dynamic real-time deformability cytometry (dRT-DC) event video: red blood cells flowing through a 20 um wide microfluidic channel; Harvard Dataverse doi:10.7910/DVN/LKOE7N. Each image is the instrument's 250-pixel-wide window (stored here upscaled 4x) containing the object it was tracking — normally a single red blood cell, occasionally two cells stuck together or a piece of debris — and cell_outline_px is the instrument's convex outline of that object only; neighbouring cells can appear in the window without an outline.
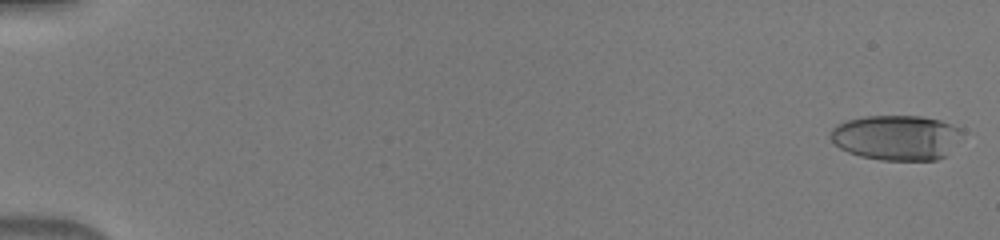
{"species": "human", "species_latin": "Homo sapiens", "temperature_condition": "warm", "stored_images_in_passage": 25, "camera_frame_rate_fps": 3000, "um_per_image_px": 0.085, "donor": {"sex": "male"}, "frame": {"image": 1, "passage_image": 1, "time_ms": 0.0, "image_size_px": [1000, 240], "cell_outline_px": [[964, 128], [944, 156], [936, 160], [880, 160], [860, 156], [848, 152], [840, 148], [828, 136], [832, 128], [836, 124], [844, 120], [864, 116], [920, 116], [940, 120]], "centroid_in_image_um": [76.13, 11.67], "position_along_channel_um": 8.9, "area_um2": 34.51}}
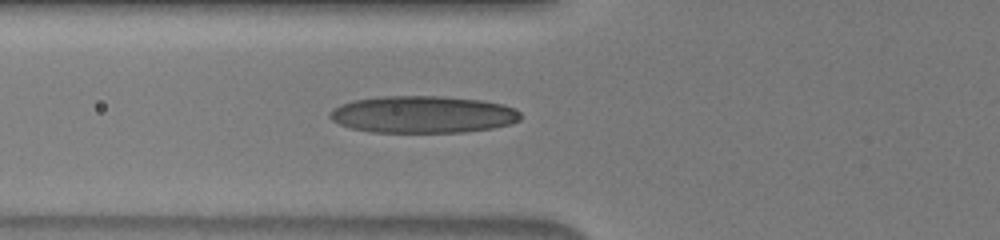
{"frame": {"image": 2, "passage_image": 16, "time_ms": 5.0, "image_size_px": [1000, 240], "cell_outline_px": [[520, 120], [512, 124], [492, 128], [464, 132], [372, 132], [352, 128], [340, 124], [332, 120], [328, 116], [328, 112], [332, 108], [340, 104], [352, 100], [380, 96], [444, 96], [480, 100], [504, 104], [516, 108], [520, 112]], "centroid_in_image_um": [35.94, 9.72], "position_along_channel_um": 89.9, "area_um2": 41.56}}
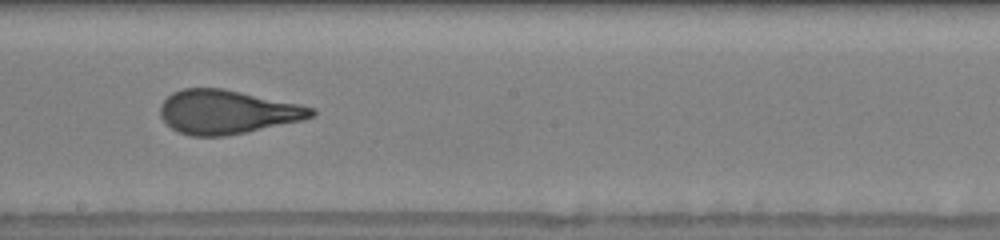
{"frame": {"image": 3, "passage_image": 23, "time_ms": 7.333, "image_size_px": [1000, 240], "cell_outline_px": [[316, 116], [304, 120], [224, 136], [188, 136], [172, 128], [160, 116], [160, 104], [172, 92], [184, 88], [224, 88], [300, 104], [316, 108]], "centroid_in_image_um": [19.33, 9.51], "position_along_channel_um": 228.9, "area_um2": 38.73}}